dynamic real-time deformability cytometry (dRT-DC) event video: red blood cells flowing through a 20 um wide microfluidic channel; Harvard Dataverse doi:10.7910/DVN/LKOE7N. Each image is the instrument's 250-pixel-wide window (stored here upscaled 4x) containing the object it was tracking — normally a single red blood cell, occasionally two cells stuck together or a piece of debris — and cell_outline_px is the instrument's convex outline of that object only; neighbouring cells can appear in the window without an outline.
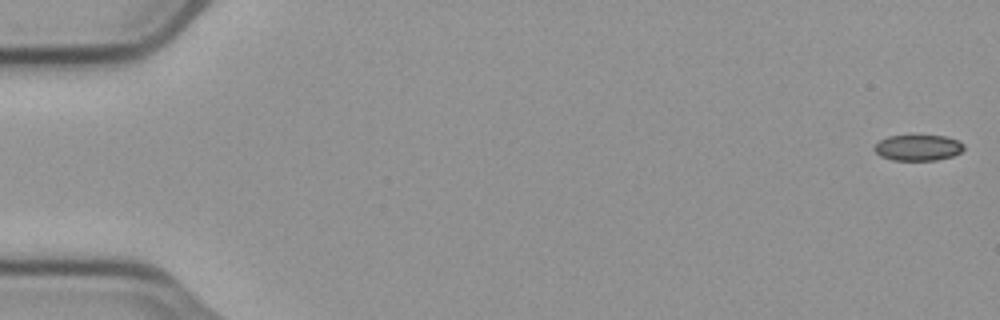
{"species": "common noctule bat (a hibernating species)", "species_latin": "Nyctalus noctula", "temperature_condition": "cold", "stored_images_in_passage": 14, "camera_frame_rate_fps": 3000, "um_per_image_px": 0.085, "animal": {"sex": "male", "body_mass_g": 23.1, "forearm_length_mm": 52.7}, "frame": {"image": 1, "passage_image": 1, "time_ms": 0.0, "image_size_px": [1000, 320], "cell_outline_px": [[964, 148], [960, 152], [952, 156], [936, 160], [892, 160], [880, 156], [872, 148], [880, 140], [888, 136], [912, 132], [944, 136], [956, 140], [964, 144]], "centroid_in_image_um": [77.99, 12.5], "position_along_channel_um": 7.0, "area_um2": 14.16}}